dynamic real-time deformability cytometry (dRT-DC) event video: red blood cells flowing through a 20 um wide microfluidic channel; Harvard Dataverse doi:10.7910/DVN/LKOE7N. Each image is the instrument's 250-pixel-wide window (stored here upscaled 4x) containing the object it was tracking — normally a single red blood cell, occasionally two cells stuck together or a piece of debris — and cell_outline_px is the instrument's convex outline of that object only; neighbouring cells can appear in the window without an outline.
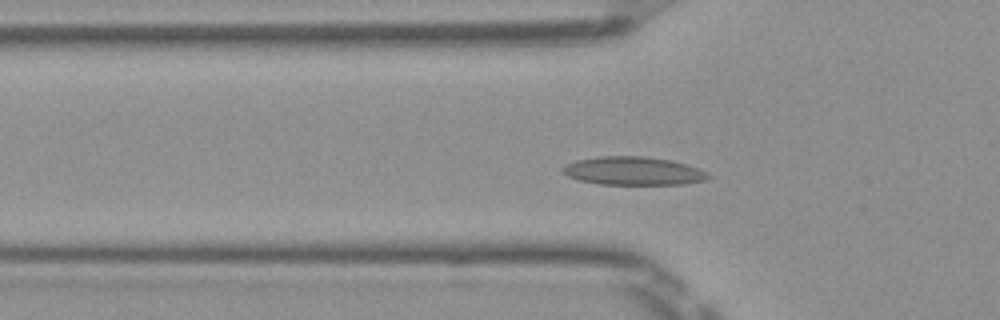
{"species": "Egyptian fruit bat (a non-hibernating species)", "species_latin": "Rousettus aegyptiacus", "temperature_condition": "room temperature", "stored_images_in_passage": 49, "camera_frame_rate_fps": 3000, "um_per_image_px": 0.085, "frame": {"image": 1, "passage_image": 13, "time_ms": 4.0, "image_size_px": [1000, 320], "cell_outline_px": [[712, 176], [704, 180], [684, 184], [600, 184], [580, 180], [568, 176], [560, 168], [576, 160], [600, 156], [644, 156], [672, 160], [696, 168]], "centroid_in_image_um": [53.81, 14.52], "position_along_channel_um": 72.0, "area_um2": 23.7}}
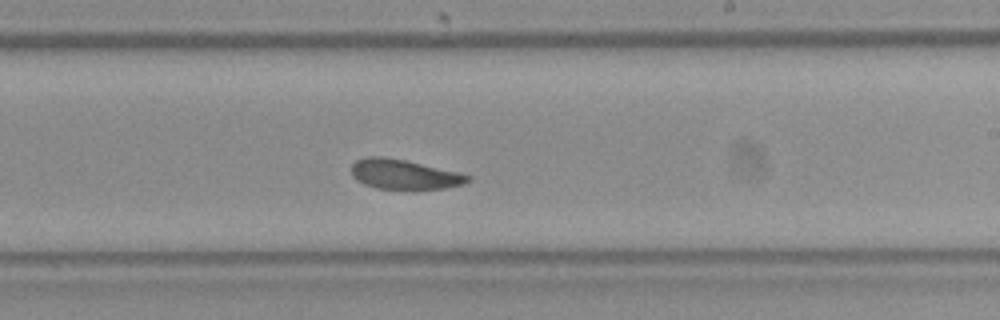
{"frame": {"image": 2, "passage_image": 27, "time_ms": 8.667, "image_size_px": [1000, 320], "cell_outline_px": [[472, 180], [464, 184], [444, 188], [416, 192], [412, 192], [376, 188], [364, 184], [356, 180], [352, 176], [352, 164], [356, 160], [368, 156], [380, 156], [404, 160], [460, 172], [472, 176]], "centroid_in_image_um": [34.4, 14.87], "position_along_channel_um": 254.6, "area_um2": 21.04}}
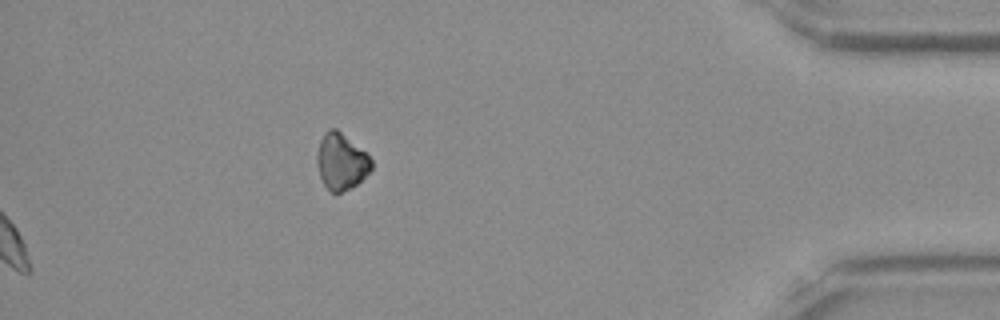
{"frame": {"image": 3, "passage_image": 49, "time_ms": 16.0, "image_size_px": [1000, 320], "cell_outline_px": [[372, 168], [356, 184], [340, 192], [332, 192], [324, 184], [320, 176], [316, 164], [316, 152], [320, 140], [324, 132], [328, 128], [336, 128], [364, 152], [372, 160]], "centroid_in_image_um": [28.95, 13.7], "position_along_channel_um": 406.2, "area_um2": 17.51}, "authors_computed_cell_mechanics": {"area_um2": 21.2126, "velocity_mm_per_s": 3.9104, "shape_relaxation_time_tau1_ms": 3.0332, "shape_relaxation_time_tau2_ms": 3.3528, "deformation_change_tau1": 0.0826, "deformation_change_tau2": 0.0728}}